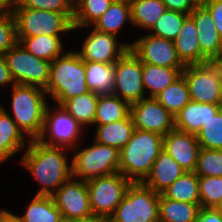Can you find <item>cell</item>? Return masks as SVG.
Listing matches in <instances>:
<instances>
[{"label":"cell","instance_id":"cell-1","mask_svg":"<svg viewBox=\"0 0 222 222\" xmlns=\"http://www.w3.org/2000/svg\"><path fill=\"white\" fill-rule=\"evenodd\" d=\"M28 141L20 163L41 185L36 195L52 196L72 177V163L65 154L69 149L48 146L39 140Z\"/></svg>","mask_w":222,"mask_h":222},{"label":"cell","instance_id":"cell-2","mask_svg":"<svg viewBox=\"0 0 222 222\" xmlns=\"http://www.w3.org/2000/svg\"><path fill=\"white\" fill-rule=\"evenodd\" d=\"M163 150V136L135 129L129 142L120 150L119 172L131 182H143Z\"/></svg>","mask_w":222,"mask_h":222},{"label":"cell","instance_id":"cell-3","mask_svg":"<svg viewBox=\"0 0 222 222\" xmlns=\"http://www.w3.org/2000/svg\"><path fill=\"white\" fill-rule=\"evenodd\" d=\"M44 90L60 106L90 92L86 84L85 61L77 51H65L52 61L49 82Z\"/></svg>","mask_w":222,"mask_h":222},{"label":"cell","instance_id":"cell-4","mask_svg":"<svg viewBox=\"0 0 222 222\" xmlns=\"http://www.w3.org/2000/svg\"><path fill=\"white\" fill-rule=\"evenodd\" d=\"M12 87L11 117L19 129L28 135L29 140H37L43 130L47 103V94L43 88L15 84Z\"/></svg>","mask_w":222,"mask_h":222},{"label":"cell","instance_id":"cell-5","mask_svg":"<svg viewBox=\"0 0 222 222\" xmlns=\"http://www.w3.org/2000/svg\"><path fill=\"white\" fill-rule=\"evenodd\" d=\"M159 197L143 182H131L108 222H157Z\"/></svg>","mask_w":222,"mask_h":222},{"label":"cell","instance_id":"cell-6","mask_svg":"<svg viewBox=\"0 0 222 222\" xmlns=\"http://www.w3.org/2000/svg\"><path fill=\"white\" fill-rule=\"evenodd\" d=\"M74 148L72 157V176L88 181L93 178L107 176L119 172L120 151L112 146L93 140V145L86 149Z\"/></svg>","mask_w":222,"mask_h":222},{"label":"cell","instance_id":"cell-7","mask_svg":"<svg viewBox=\"0 0 222 222\" xmlns=\"http://www.w3.org/2000/svg\"><path fill=\"white\" fill-rule=\"evenodd\" d=\"M12 12L16 37L60 36L62 33L74 31L73 21L64 13L26 7H13Z\"/></svg>","mask_w":222,"mask_h":222},{"label":"cell","instance_id":"cell-8","mask_svg":"<svg viewBox=\"0 0 222 222\" xmlns=\"http://www.w3.org/2000/svg\"><path fill=\"white\" fill-rule=\"evenodd\" d=\"M130 183L120 172L86 181L93 215L109 220Z\"/></svg>","mask_w":222,"mask_h":222},{"label":"cell","instance_id":"cell-9","mask_svg":"<svg viewBox=\"0 0 222 222\" xmlns=\"http://www.w3.org/2000/svg\"><path fill=\"white\" fill-rule=\"evenodd\" d=\"M3 56L15 84L32 85L43 89L47 87L52 62L34 56L19 42Z\"/></svg>","mask_w":222,"mask_h":222},{"label":"cell","instance_id":"cell-10","mask_svg":"<svg viewBox=\"0 0 222 222\" xmlns=\"http://www.w3.org/2000/svg\"><path fill=\"white\" fill-rule=\"evenodd\" d=\"M83 130L84 128L63 106L57 105L53 110H50V107L47 106L43 130L37 140L48 146L67 148L70 152L80 142Z\"/></svg>","mask_w":222,"mask_h":222},{"label":"cell","instance_id":"cell-11","mask_svg":"<svg viewBox=\"0 0 222 222\" xmlns=\"http://www.w3.org/2000/svg\"><path fill=\"white\" fill-rule=\"evenodd\" d=\"M114 95L129 104L147 97L143 85L142 62L130 49L114 63Z\"/></svg>","mask_w":222,"mask_h":222},{"label":"cell","instance_id":"cell-12","mask_svg":"<svg viewBox=\"0 0 222 222\" xmlns=\"http://www.w3.org/2000/svg\"><path fill=\"white\" fill-rule=\"evenodd\" d=\"M57 209L64 222L93 217L86 181L73 176L53 195Z\"/></svg>","mask_w":222,"mask_h":222},{"label":"cell","instance_id":"cell-13","mask_svg":"<svg viewBox=\"0 0 222 222\" xmlns=\"http://www.w3.org/2000/svg\"><path fill=\"white\" fill-rule=\"evenodd\" d=\"M135 129L167 135L175 128V117L155 97H145L130 104Z\"/></svg>","mask_w":222,"mask_h":222},{"label":"cell","instance_id":"cell-14","mask_svg":"<svg viewBox=\"0 0 222 222\" xmlns=\"http://www.w3.org/2000/svg\"><path fill=\"white\" fill-rule=\"evenodd\" d=\"M182 76L187 82L190 100L219 105L221 79L209 62L185 65Z\"/></svg>","mask_w":222,"mask_h":222},{"label":"cell","instance_id":"cell-15","mask_svg":"<svg viewBox=\"0 0 222 222\" xmlns=\"http://www.w3.org/2000/svg\"><path fill=\"white\" fill-rule=\"evenodd\" d=\"M132 41L130 49L142 63L177 69L185 68L177 55L173 40L148 33Z\"/></svg>","mask_w":222,"mask_h":222},{"label":"cell","instance_id":"cell-16","mask_svg":"<svg viewBox=\"0 0 222 222\" xmlns=\"http://www.w3.org/2000/svg\"><path fill=\"white\" fill-rule=\"evenodd\" d=\"M116 37L93 27L77 53L83 61L113 64L132 46V43H119Z\"/></svg>","mask_w":222,"mask_h":222},{"label":"cell","instance_id":"cell-17","mask_svg":"<svg viewBox=\"0 0 222 222\" xmlns=\"http://www.w3.org/2000/svg\"><path fill=\"white\" fill-rule=\"evenodd\" d=\"M166 151L186 172H194L200 144L195 134L173 129L163 136Z\"/></svg>","mask_w":222,"mask_h":222},{"label":"cell","instance_id":"cell-18","mask_svg":"<svg viewBox=\"0 0 222 222\" xmlns=\"http://www.w3.org/2000/svg\"><path fill=\"white\" fill-rule=\"evenodd\" d=\"M189 16L194 20L201 50V64L208 63L222 52L220 37L212 16L205 6L195 7Z\"/></svg>","mask_w":222,"mask_h":222},{"label":"cell","instance_id":"cell-19","mask_svg":"<svg viewBox=\"0 0 222 222\" xmlns=\"http://www.w3.org/2000/svg\"><path fill=\"white\" fill-rule=\"evenodd\" d=\"M222 108L218 104L200 103L190 100L175 115V129L197 134L201 127L214 117Z\"/></svg>","mask_w":222,"mask_h":222},{"label":"cell","instance_id":"cell-20","mask_svg":"<svg viewBox=\"0 0 222 222\" xmlns=\"http://www.w3.org/2000/svg\"><path fill=\"white\" fill-rule=\"evenodd\" d=\"M185 170L164 150L156 158L151 173L143 183L161 194L175 180H177Z\"/></svg>","mask_w":222,"mask_h":222},{"label":"cell","instance_id":"cell-21","mask_svg":"<svg viewBox=\"0 0 222 222\" xmlns=\"http://www.w3.org/2000/svg\"><path fill=\"white\" fill-rule=\"evenodd\" d=\"M26 137L8 111L0 105V163L5 162L23 148L26 149L29 145V142L25 144L28 140Z\"/></svg>","mask_w":222,"mask_h":222},{"label":"cell","instance_id":"cell-22","mask_svg":"<svg viewBox=\"0 0 222 222\" xmlns=\"http://www.w3.org/2000/svg\"><path fill=\"white\" fill-rule=\"evenodd\" d=\"M179 59L184 65L201 64V50L194 20L188 16L173 40Z\"/></svg>","mask_w":222,"mask_h":222},{"label":"cell","instance_id":"cell-23","mask_svg":"<svg viewBox=\"0 0 222 222\" xmlns=\"http://www.w3.org/2000/svg\"><path fill=\"white\" fill-rule=\"evenodd\" d=\"M135 126L130 114L113 123L97 125L94 141L117 148L119 151L129 142Z\"/></svg>","mask_w":222,"mask_h":222},{"label":"cell","instance_id":"cell-24","mask_svg":"<svg viewBox=\"0 0 222 222\" xmlns=\"http://www.w3.org/2000/svg\"><path fill=\"white\" fill-rule=\"evenodd\" d=\"M183 70L142 63V80L145 92L149 90V97H155L167 86L179 79Z\"/></svg>","mask_w":222,"mask_h":222},{"label":"cell","instance_id":"cell-25","mask_svg":"<svg viewBox=\"0 0 222 222\" xmlns=\"http://www.w3.org/2000/svg\"><path fill=\"white\" fill-rule=\"evenodd\" d=\"M126 22L132 24L129 0H114L105 13L92 25L96 30L115 36Z\"/></svg>","mask_w":222,"mask_h":222},{"label":"cell","instance_id":"cell-26","mask_svg":"<svg viewBox=\"0 0 222 222\" xmlns=\"http://www.w3.org/2000/svg\"><path fill=\"white\" fill-rule=\"evenodd\" d=\"M86 84L98 95L112 94L115 85L114 63L85 61Z\"/></svg>","mask_w":222,"mask_h":222},{"label":"cell","instance_id":"cell-27","mask_svg":"<svg viewBox=\"0 0 222 222\" xmlns=\"http://www.w3.org/2000/svg\"><path fill=\"white\" fill-rule=\"evenodd\" d=\"M61 36L37 35L32 37H17V41L34 56L52 62L64 51Z\"/></svg>","mask_w":222,"mask_h":222},{"label":"cell","instance_id":"cell-28","mask_svg":"<svg viewBox=\"0 0 222 222\" xmlns=\"http://www.w3.org/2000/svg\"><path fill=\"white\" fill-rule=\"evenodd\" d=\"M200 203H187L159 197V222H195Z\"/></svg>","mask_w":222,"mask_h":222},{"label":"cell","instance_id":"cell-29","mask_svg":"<svg viewBox=\"0 0 222 222\" xmlns=\"http://www.w3.org/2000/svg\"><path fill=\"white\" fill-rule=\"evenodd\" d=\"M130 114V104L114 94L98 95L96 115L93 125H105L126 118Z\"/></svg>","mask_w":222,"mask_h":222},{"label":"cell","instance_id":"cell-30","mask_svg":"<svg viewBox=\"0 0 222 222\" xmlns=\"http://www.w3.org/2000/svg\"><path fill=\"white\" fill-rule=\"evenodd\" d=\"M25 211L21 222H64L52 196L36 195Z\"/></svg>","mask_w":222,"mask_h":222},{"label":"cell","instance_id":"cell-31","mask_svg":"<svg viewBox=\"0 0 222 222\" xmlns=\"http://www.w3.org/2000/svg\"><path fill=\"white\" fill-rule=\"evenodd\" d=\"M131 4L132 25L138 28H153L154 24L167 10L162 0H129Z\"/></svg>","mask_w":222,"mask_h":222},{"label":"cell","instance_id":"cell-32","mask_svg":"<svg viewBox=\"0 0 222 222\" xmlns=\"http://www.w3.org/2000/svg\"><path fill=\"white\" fill-rule=\"evenodd\" d=\"M114 0H74L73 30L89 27L105 13Z\"/></svg>","mask_w":222,"mask_h":222},{"label":"cell","instance_id":"cell-33","mask_svg":"<svg viewBox=\"0 0 222 222\" xmlns=\"http://www.w3.org/2000/svg\"><path fill=\"white\" fill-rule=\"evenodd\" d=\"M98 102V94L88 92L83 95H78L66 101L63 108L86 129L87 125H93L96 115Z\"/></svg>","mask_w":222,"mask_h":222},{"label":"cell","instance_id":"cell-34","mask_svg":"<svg viewBox=\"0 0 222 222\" xmlns=\"http://www.w3.org/2000/svg\"><path fill=\"white\" fill-rule=\"evenodd\" d=\"M161 195L172 200L200 203L198 175L195 172H184Z\"/></svg>","mask_w":222,"mask_h":222},{"label":"cell","instance_id":"cell-35","mask_svg":"<svg viewBox=\"0 0 222 222\" xmlns=\"http://www.w3.org/2000/svg\"><path fill=\"white\" fill-rule=\"evenodd\" d=\"M155 98L173 116L177 115L190 101L189 89L184 77L181 76L173 84L167 86Z\"/></svg>","mask_w":222,"mask_h":222},{"label":"cell","instance_id":"cell-36","mask_svg":"<svg viewBox=\"0 0 222 222\" xmlns=\"http://www.w3.org/2000/svg\"><path fill=\"white\" fill-rule=\"evenodd\" d=\"M188 16L180 12L166 10L154 24L150 33L158 37L174 40Z\"/></svg>","mask_w":222,"mask_h":222},{"label":"cell","instance_id":"cell-37","mask_svg":"<svg viewBox=\"0 0 222 222\" xmlns=\"http://www.w3.org/2000/svg\"><path fill=\"white\" fill-rule=\"evenodd\" d=\"M200 148L222 150V109L196 134Z\"/></svg>","mask_w":222,"mask_h":222},{"label":"cell","instance_id":"cell-38","mask_svg":"<svg viewBox=\"0 0 222 222\" xmlns=\"http://www.w3.org/2000/svg\"><path fill=\"white\" fill-rule=\"evenodd\" d=\"M201 208H215L222 199V177L198 176Z\"/></svg>","mask_w":222,"mask_h":222},{"label":"cell","instance_id":"cell-39","mask_svg":"<svg viewBox=\"0 0 222 222\" xmlns=\"http://www.w3.org/2000/svg\"><path fill=\"white\" fill-rule=\"evenodd\" d=\"M194 172L198 176L222 177V150L200 148Z\"/></svg>","mask_w":222,"mask_h":222},{"label":"cell","instance_id":"cell-40","mask_svg":"<svg viewBox=\"0 0 222 222\" xmlns=\"http://www.w3.org/2000/svg\"><path fill=\"white\" fill-rule=\"evenodd\" d=\"M13 7H26L64 13L73 21L74 0H15Z\"/></svg>","mask_w":222,"mask_h":222},{"label":"cell","instance_id":"cell-41","mask_svg":"<svg viewBox=\"0 0 222 222\" xmlns=\"http://www.w3.org/2000/svg\"><path fill=\"white\" fill-rule=\"evenodd\" d=\"M17 42L13 12L0 14V55H4Z\"/></svg>","mask_w":222,"mask_h":222},{"label":"cell","instance_id":"cell-42","mask_svg":"<svg viewBox=\"0 0 222 222\" xmlns=\"http://www.w3.org/2000/svg\"><path fill=\"white\" fill-rule=\"evenodd\" d=\"M205 7L210 12L215 27L222 38V0H212Z\"/></svg>","mask_w":222,"mask_h":222},{"label":"cell","instance_id":"cell-43","mask_svg":"<svg viewBox=\"0 0 222 222\" xmlns=\"http://www.w3.org/2000/svg\"><path fill=\"white\" fill-rule=\"evenodd\" d=\"M167 10L189 15L195 6L190 0H162Z\"/></svg>","mask_w":222,"mask_h":222},{"label":"cell","instance_id":"cell-44","mask_svg":"<svg viewBox=\"0 0 222 222\" xmlns=\"http://www.w3.org/2000/svg\"><path fill=\"white\" fill-rule=\"evenodd\" d=\"M195 222H222V213L215 208H201Z\"/></svg>","mask_w":222,"mask_h":222},{"label":"cell","instance_id":"cell-45","mask_svg":"<svg viewBox=\"0 0 222 222\" xmlns=\"http://www.w3.org/2000/svg\"><path fill=\"white\" fill-rule=\"evenodd\" d=\"M5 84L15 85L11 72L8 68L7 62L3 55H0V87Z\"/></svg>","mask_w":222,"mask_h":222},{"label":"cell","instance_id":"cell-46","mask_svg":"<svg viewBox=\"0 0 222 222\" xmlns=\"http://www.w3.org/2000/svg\"><path fill=\"white\" fill-rule=\"evenodd\" d=\"M0 222H21V219L8 210L0 209Z\"/></svg>","mask_w":222,"mask_h":222},{"label":"cell","instance_id":"cell-47","mask_svg":"<svg viewBox=\"0 0 222 222\" xmlns=\"http://www.w3.org/2000/svg\"><path fill=\"white\" fill-rule=\"evenodd\" d=\"M209 63L217 71L218 77L222 80V52L218 56L212 58Z\"/></svg>","mask_w":222,"mask_h":222},{"label":"cell","instance_id":"cell-48","mask_svg":"<svg viewBox=\"0 0 222 222\" xmlns=\"http://www.w3.org/2000/svg\"><path fill=\"white\" fill-rule=\"evenodd\" d=\"M15 0H0V14L12 12Z\"/></svg>","mask_w":222,"mask_h":222},{"label":"cell","instance_id":"cell-49","mask_svg":"<svg viewBox=\"0 0 222 222\" xmlns=\"http://www.w3.org/2000/svg\"><path fill=\"white\" fill-rule=\"evenodd\" d=\"M66 222H108V220L104 219V218L93 216V217L88 218V219L73 220V221H66Z\"/></svg>","mask_w":222,"mask_h":222},{"label":"cell","instance_id":"cell-50","mask_svg":"<svg viewBox=\"0 0 222 222\" xmlns=\"http://www.w3.org/2000/svg\"><path fill=\"white\" fill-rule=\"evenodd\" d=\"M195 7L206 6L212 0H190Z\"/></svg>","mask_w":222,"mask_h":222},{"label":"cell","instance_id":"cell-51","mask_svg":"<svg viewBox=\"0 0 222 222\" xmlns=\"http://www.w3.org/2000/svg\"><path fill=\"white\" fill-rule=\"evenodd\" d=\"M215 209L222 213V199L219 201V203L216 205Z\"/></svg>","mask_w":222,"mask_h":222},{"label":"cell","instance_id":"cell-52","mask_svg":"<svg viewBox=\"0 0 222 222\" xmlns=\"http://www.w3.org/2000/svg\"><path fill=\"white\" fill-rule=\"evenodd\" d=\"M219 105L222 108V80H221V86H220V102H219Z\"/></svg>","mask_w":222,"mask_h":222}]
</instances>
